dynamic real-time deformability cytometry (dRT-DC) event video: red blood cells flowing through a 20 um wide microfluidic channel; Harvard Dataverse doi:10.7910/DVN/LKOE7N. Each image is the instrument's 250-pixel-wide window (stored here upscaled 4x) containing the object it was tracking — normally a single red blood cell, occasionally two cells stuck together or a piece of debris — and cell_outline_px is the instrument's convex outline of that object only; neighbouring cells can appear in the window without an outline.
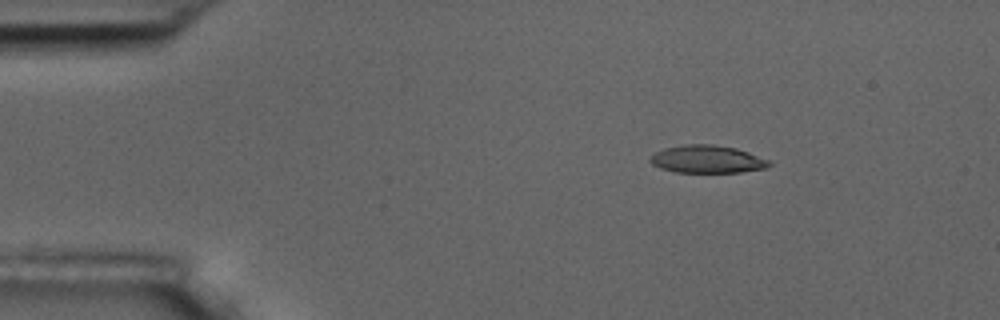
{"species": "common noctule bat (a hibernating species)", "species_latin": "Nyctalus noctula", "temperature_condition": "room temperature", "stored_images_in_passage": 5, "camera_frame_rate_fps": 3000, "um_per_image_px": 0.085, "animal": {"sex": "male", "body_mass_g": 17.5, "forearm_length_mm": 52.3}, "frame": {"image": 1, "passage_image": 2, "time_ms": 1.333, "image_size_px": [1000, 320], "cell_outline_px": [[772, 164], [768, 168], [740, 172], [676, 172], [660, 168], [652, 164], [648, 160], [656, 152], [664, 148], [684, 144], [712, 144], [736, 148], [748, 152], [768, 160]], "centroid_in_image_um": [60.11, 13.53], "position_along_channel_um": 24.9, "area_um2": 19.19}}